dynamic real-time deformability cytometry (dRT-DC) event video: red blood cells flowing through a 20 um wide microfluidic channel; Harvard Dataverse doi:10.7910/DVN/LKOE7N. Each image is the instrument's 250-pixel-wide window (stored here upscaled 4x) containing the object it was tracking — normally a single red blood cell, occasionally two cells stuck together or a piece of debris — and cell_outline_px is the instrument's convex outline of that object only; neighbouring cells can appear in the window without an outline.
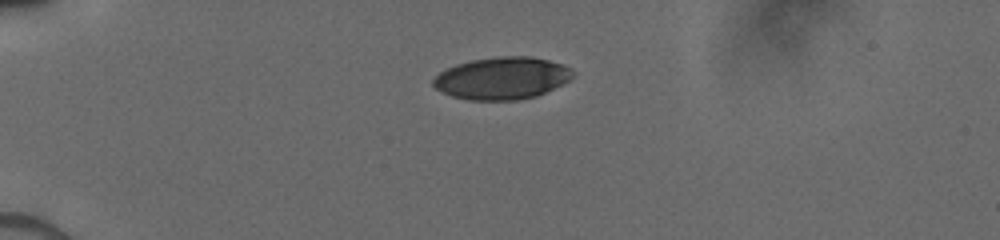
{"species": "human", "species_latin": "Homo sapiens", "temperature_condition": "cold", "stored_images_in_passage": 15, "camera_frame_rate_fps": 3000, "um_per_image_px": 0.085, "donor": {"sex": "male"}, "frame": {"image": 1, "passage_image": 1, "time_ms": 0.0, "image_size_px": [1000, 240], "cell_outline_px": [[576, 72], [568, 80], [536, 96], [516, 100], [468, 100], [452, 96], [436, 88], [432, 84], [432, 80], [440, 72], [456, 64], [472, 60], [500, 56], [532, 56], [564, 64]], "centroid_in_image_um": [42.67, 6.64], "position_along_channel_um": 42.3, "area_um2": 34.16}}
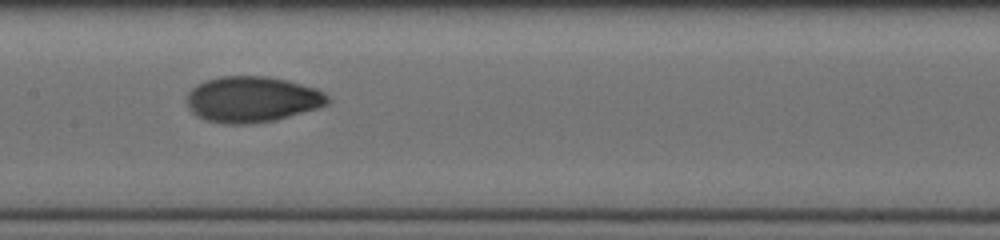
{"frame": {"image": 2, "passage_image": 9, "time_ms": 4.667, "image_size_px": [1000, 240], "cell_outline_px": [[328, 104], [316, 108], [276, 120], [244, 124], [224, 124], [208, 120], [196, 116], [188, 108], [188, 92], [196, 84], [204, 80], [220, 76], [268, 76], [288, 80], [316, 88], [324, 92], [328, 96]], "centroid_in_image_um": [21.41, 8.43], "position_along_channel_um": 186.0, "area_um2": 37.69}}
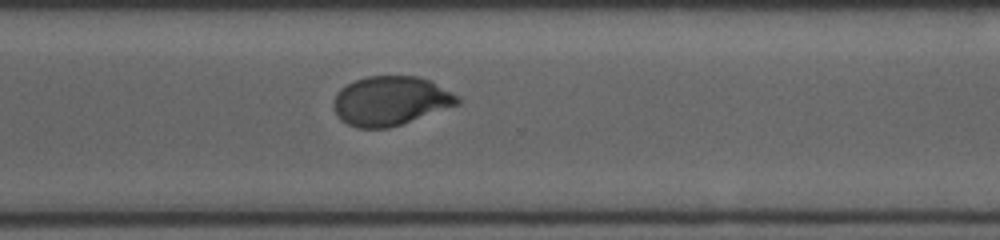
{"frame": {"image": 3, "passage_image": 15, "time_ms": 8.333, "image_size_px": [1000, 240], "cell_outline_px": [[460, 104], [388, 128], [360, 128], [348, 124], [340, 120], [332, 104], [332, 100], [336, 92], [340, 88], [356, 80], [368, 76], [420, 76], [460, 96]], "centroid_in_image_um": [33.17, 8.57], "position_along_channel_um": 337.4, "area_um2": 35.43}}